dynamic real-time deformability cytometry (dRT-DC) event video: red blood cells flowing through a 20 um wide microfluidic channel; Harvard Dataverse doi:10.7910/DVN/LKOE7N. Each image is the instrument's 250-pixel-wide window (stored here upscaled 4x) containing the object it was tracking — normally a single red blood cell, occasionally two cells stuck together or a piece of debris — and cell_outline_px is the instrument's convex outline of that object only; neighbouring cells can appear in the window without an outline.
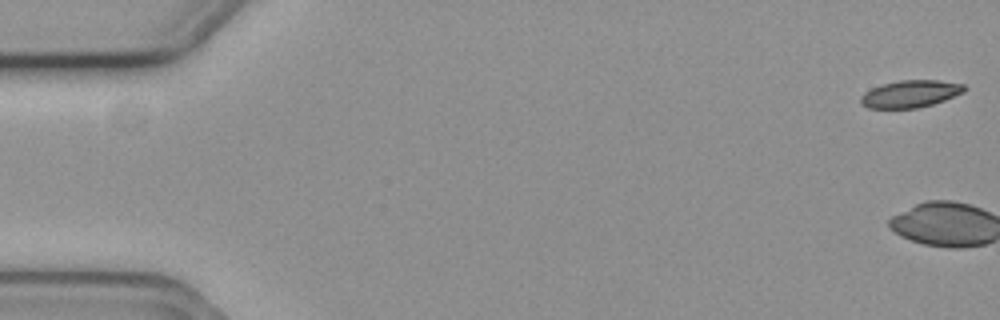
{"species": "common noctule bat (a hibernating species)", "species_latin": "Nyctalus noctula", "temperature_condition": "cold", "stored_images_in_passage": 3, "camera_frame_rate_fps": 3000, "um_per_image_px": 0.085, "animal": {"sex": "female", "body_mass_g": 19.3, "forearm_length_mm": 54.1}, "frame": {"image": 1, "passage_image": 1, "time_ms": 0.0, "image_size_px": [1000, 320], "cell_outline_px": [[968, 88], [964, 92], [944, 100], [932, 104], [916, 108], [868, 108], [860, 104], [860, 96], [864, 92], [880, 84], [900, 80], [940, 80], [964, 84]], "centroid_in_image_um": [77.37, 7.97], "position_along_channel_um": 7.6, "area_um2": 16.59}}